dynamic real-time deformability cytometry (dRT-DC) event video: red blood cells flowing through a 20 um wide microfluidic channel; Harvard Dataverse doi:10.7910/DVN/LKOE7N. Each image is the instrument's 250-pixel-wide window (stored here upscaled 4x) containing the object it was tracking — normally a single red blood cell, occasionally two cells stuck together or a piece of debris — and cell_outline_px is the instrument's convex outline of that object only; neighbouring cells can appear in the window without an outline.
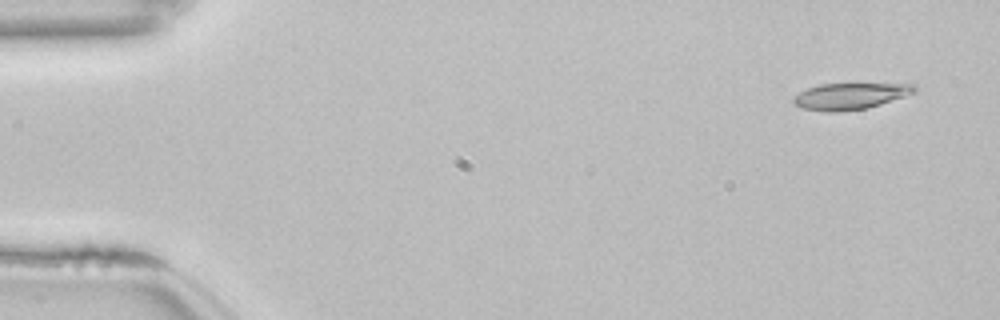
{"species": "common noctule bat (a hibernating species)", "species_latin": "Nyctalus noctula", "temperature_condition": "room temperature", "stored_images_in_passage": 51, "camera_frame_rate_fps": 3000, "um_per_image_px": 0.085, "animal": {"sex": "female", "body_mass_g": 22.7, "forearm_length_mm": 54.2}, "frame": {"image": 1, "passage_image": 1, "time_ms": 0.0, "image_size_px": [1000, 320], "cell_outline_px": [[916, 92], [868, 108], [840, 112], [820, 112], [800, 108], [792, 104], [792, 96], [808, 88], [820, 84], [916, 84]], "centroid_in_image_um": [72.18, 8.19], "position_along_channel_um": 12.8, "area_um2": 18.79}}
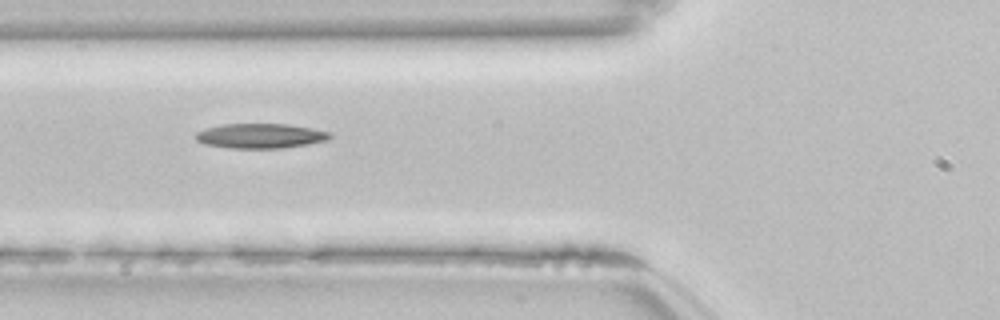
{"frame": {"image": 2, "passage_image": 18, "time_ms": 5.667, "image_size_px": [1000, 320], "cell_outline_px": [[332, 136], [328, 140], [308, 144], [280, 148], [232, 148], [204, 144], [196, 140], [196, 132], [204, 128], [220, 124], [288, 124], [312, 128], [332, 132]], "centroid_in_image_um": [22.14, 11.54], "position_along_channel_um": 103.7, "area_um2": 19.48}}
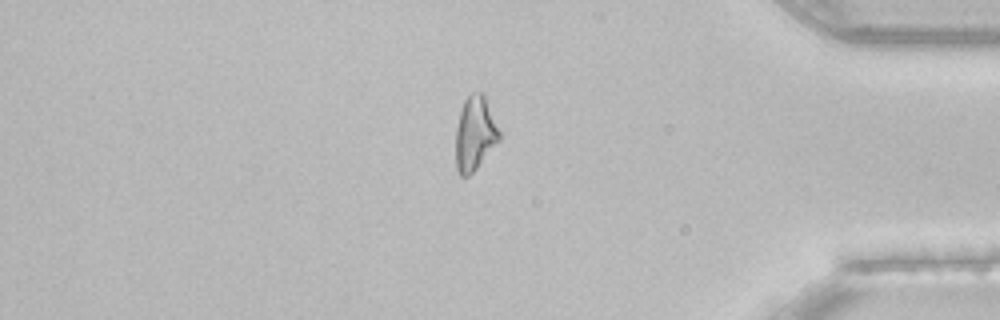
{"frame": {"image": 3, "passage_image": 43, "time_ms": 14.0, "image_size_px": [1000, 320], "cell_outline_px": [[500, 140], [476, 168], [468, 176], [460, 176], [456, 168], [456, 128], [460, 112], [464, 100], [472, 92], [484, 92], [500, 132]], "centroid_in_image_um": [40.37, 11.32], "position_along_channel_um": 394.8, "area_um2": 18.79}, "authors_computed_cell_mechanics": {"area_um2": 18.9006, "velocity_mm_per_s": 3.8489, "shape_relaxation_time_tau1_ms": null, "shape_relaxation_time_tau2_ms": 9.1491, "deformation_change_tau1": null, "deformation_change_tau2": 0.2323}}